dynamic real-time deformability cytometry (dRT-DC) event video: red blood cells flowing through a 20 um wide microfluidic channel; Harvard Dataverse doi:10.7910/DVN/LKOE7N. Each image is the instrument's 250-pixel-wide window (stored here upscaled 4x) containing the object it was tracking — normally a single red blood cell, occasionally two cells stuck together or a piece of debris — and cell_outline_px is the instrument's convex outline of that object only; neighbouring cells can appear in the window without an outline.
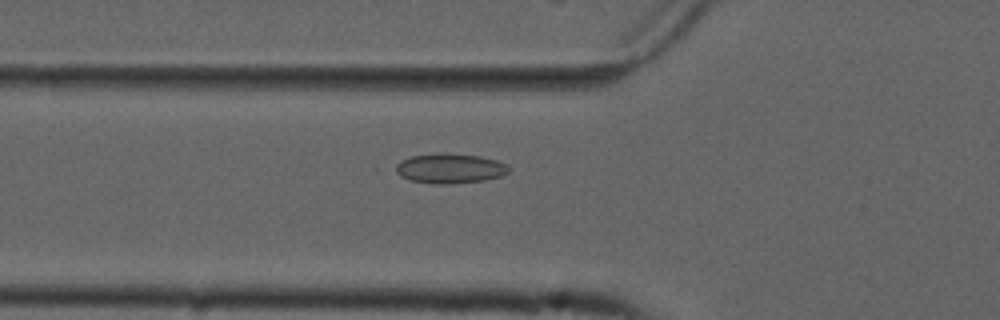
{"species": "common noctule bat (a hibernating species)", "species_latin": "Nyctalus noctula", "temperature_condition": "cold", "stored_images_in_passage": 41, "camera_frame_rate_fps": 3000, "um_per_image_px": 0.085, "animal": {"sex": "male", "forearm_length_mm": 52.5}, "frame": {"image": 1, "passage_image": 11, "time_ms": 3.333, "image_size_px": [1000, 320], "cell_outline_px": [[508, 172], [504, 176], [484, 180], [444, 184], [436, 184], [408, 180], [400, 176], [388, 168], [400, 160], [412, 156], [480, 156], [496, 160], [508, 164]], "centroid_in_image_um": [38.18, 14.37], "position_along_channel_um": 87.6, "area_um2": 19.13}}
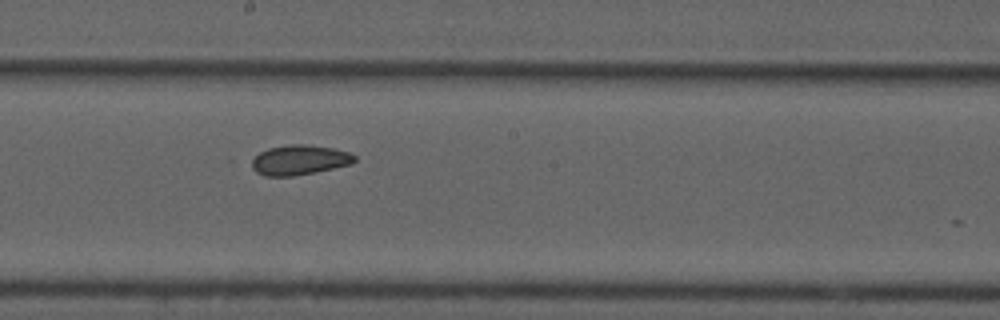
{"frame": {"image": 2, "passage_image": 22, "time_ms": 7.0, "image_size_px": [1000, 320], "cell_outline_px": [[356, 160], [352, 164], [316, 172], [292, 176], [264, 176], [256, 172], [252, 168], [248, 160], [260, 152], [268, 148], [292, 144], [304, 144], [332, 148], [348, 152], [356, 156]], "centroid_in_image_um": [25.41, 13.6], "position_along_channel_um": 222.8, "area_um2": 18.09}}
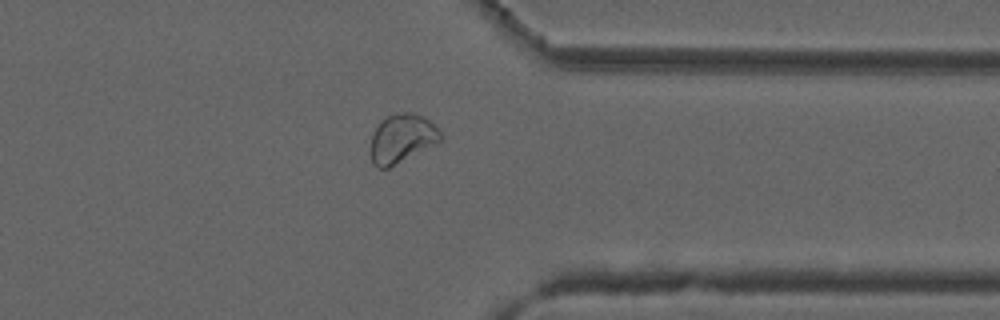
{"frame": {"image": 3, "passage_image": 35, "time_ms": 11.333, "image_size_px": [1000, 320], "cell_outline_px": [[444, 136], [440, 140], [388, 168], [380, 168], [372, 164], [372, 136], [380, 120], [388, 116], [400, 112], [408, 112], [420, 116], [428, 120]], "centroid_in_image_um": [34.13, 11.76], "position_along_channel_um": 377.3, "area_um2": 19.07}}